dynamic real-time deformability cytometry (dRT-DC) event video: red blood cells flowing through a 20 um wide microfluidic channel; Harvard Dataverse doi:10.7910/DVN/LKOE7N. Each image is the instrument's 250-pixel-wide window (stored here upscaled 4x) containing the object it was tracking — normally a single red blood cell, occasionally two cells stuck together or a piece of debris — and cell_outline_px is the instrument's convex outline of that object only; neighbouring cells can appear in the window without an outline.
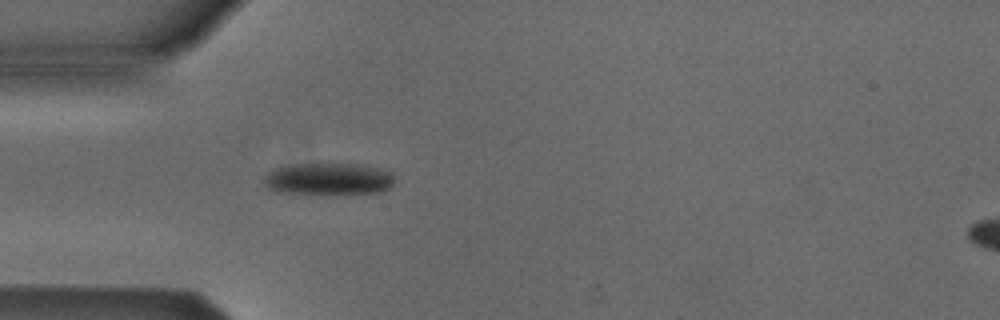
{"species": "Egyptian fruit bat (a non-hibernating species)", "species_latin": "Rousettus aegyptiacus", "temperature_condition": "cold", "stored_images_in_passage": 1, "camera_frame_rate_fps": 3000, "um_per_image_px": 0.085, "animal": {"sex": "male"}, "frame": {"image": 1, "passage_image": 1, "time_ms": 0.0, "image_size_px": [1000, 320], "cell_outline_px": [[392, 188], [380, 192], [276, 192], [268, 188], [264, 184], [264, 176], [272, 168], [292, 164], [328, 160], [364, 164], [392, 172]], "centroid_in_image_um": [27.9, 15.12], "position_along_channel_um": 57.1, "area_um2": 24.91}}